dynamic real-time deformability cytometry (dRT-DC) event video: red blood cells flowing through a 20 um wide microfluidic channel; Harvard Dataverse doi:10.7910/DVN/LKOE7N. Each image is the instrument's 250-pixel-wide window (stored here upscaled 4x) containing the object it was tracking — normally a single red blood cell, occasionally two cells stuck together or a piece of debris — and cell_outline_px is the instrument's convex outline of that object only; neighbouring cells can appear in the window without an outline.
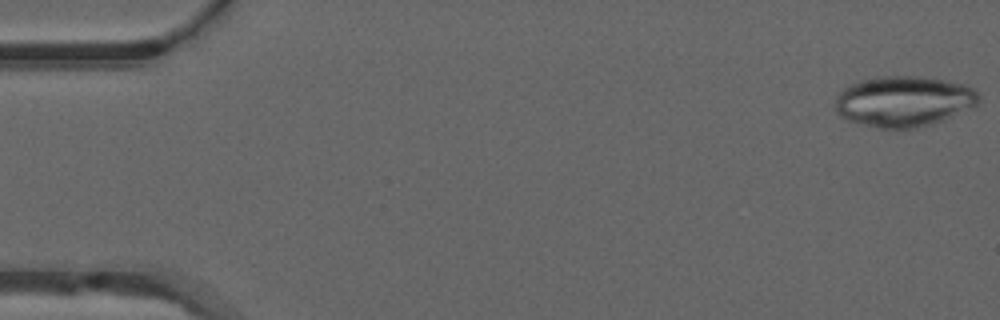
{"species": "common noctule bat (a hibernating species)", "species_latin": "Nyctalus noctula", "temperature_condition": "warm", "stored_images_in_passage": 13, "camera_frame_rate_fps": 3000, "um_per_image_px": 0.085, "animal": {"sex": "male", "forearm_length_mm": 52.5}, "frame": {"image": 1, "passage_image": 1, "time_ms": 0.0, "image_size_px": [1000, 320], "cell_outline_px": [[980, 100], [976, 104], [944, 120], [932, 124], [916, 128], [880, 128], [860, 124], [848, 120], [840, 116], [836, 112], [836, 96], [844, 88], [860, 80], [876, 76], [916, 76], [944, 80], [968, 84], [976, 88], [980, 96]], "centroid_in_image_um": [76.83, 8.6], "position_along_channel_um": 8.2, "area_um2": 42.54}}